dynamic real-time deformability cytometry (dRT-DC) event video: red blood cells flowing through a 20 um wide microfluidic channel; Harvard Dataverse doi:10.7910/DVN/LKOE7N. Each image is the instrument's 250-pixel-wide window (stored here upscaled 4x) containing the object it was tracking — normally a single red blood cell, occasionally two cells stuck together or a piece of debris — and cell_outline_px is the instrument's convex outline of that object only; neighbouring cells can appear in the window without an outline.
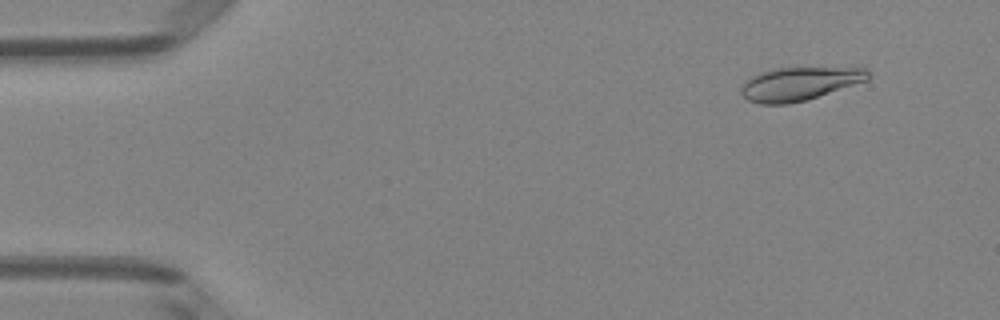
{"species": "Egyptian fruit bat (a non-hibernating species)", "species_latin": "Rousettus aegyptiacus", "temperature_condition": "room temperature", "stored_images_in_passage": 5, "camera_frame_rate_fps": 3000, "um_per_image_px": 0.085, "animal": {"sex": "female"}, "frame": {"image": 1, "passage_image": 2, "time_ms": 0.333, "image_size_px": [1000, 320], "cell_outline_px": [[868, 80], [808, 100], [788, 104], [760, 104], [748, 100], [740, 92], [740, 88], [752, 76], [760, 72], [776, 68], [864, 68], [868, 72]], "centroid_in_image_um": [67.93, 7.13], "position_along_channel_um": 17.1, "area_um2": 24.45}}